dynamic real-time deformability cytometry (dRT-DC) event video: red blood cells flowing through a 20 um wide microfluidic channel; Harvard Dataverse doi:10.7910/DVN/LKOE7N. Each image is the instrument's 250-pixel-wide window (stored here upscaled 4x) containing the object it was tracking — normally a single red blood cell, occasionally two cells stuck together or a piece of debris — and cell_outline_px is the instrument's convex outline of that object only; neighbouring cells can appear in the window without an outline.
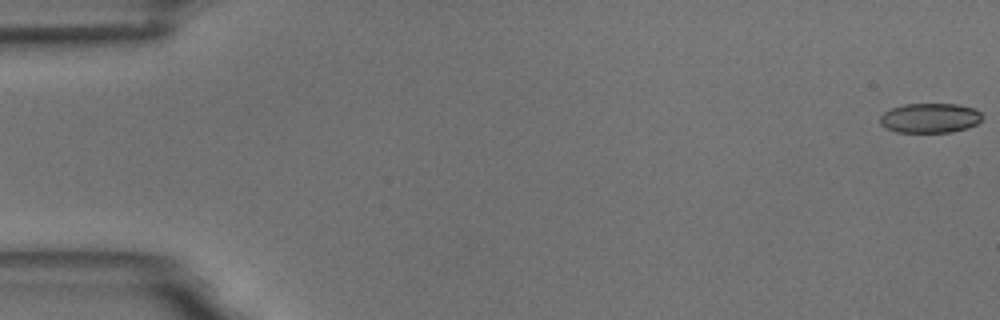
{"species": "common noctule bat (a hibernating species)", "species_latin": "Nyctalus noctula", "temperature_condition": "room temperature", "stored_images_in_passage": 55, "camera_frame_rate_fps": 3000, "um_per_image_px": 0.085, "animal": {"sex": "male", "body_mass_g": 18.8}, "frame": {"image": 1, "passage_image": 1, "time_ms": 0.0, "image_size_px": [1000, 320], "cell_outline_px": [[984, 116], [976, 124], [968, 128], [952, 132], [896, 132], [880, 124], [880, 116], [884, 112], [892, 108], [904, 104], [956, 104], [972, 108], [980, 112]], "centroid_in_image_um": [79.05, 10.03], "position_along_channel_um": 5.9, "area_um2": 17.63}}
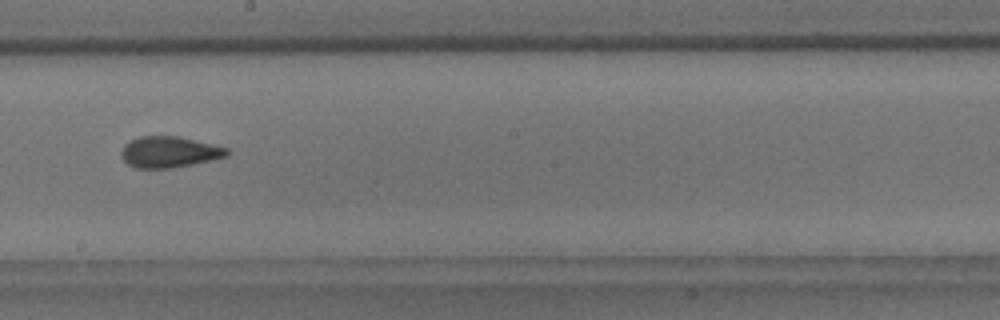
{"frame": {"image": 2, "passage_image": 32, "time_ms": 10.333, "image_size_px": [1000, 320], "cell_outline_px": [[228, 156], [192, 164], [172, 168], [136, 168], [128, 164], [120, 156], [120, 152], [124, 144], [140, 136], [180, 136], [228, 148]], "centroid_in_image_um": [14.36, 12.92], "position_along_channel_um": 233.8, "area_um2": 19.13}}
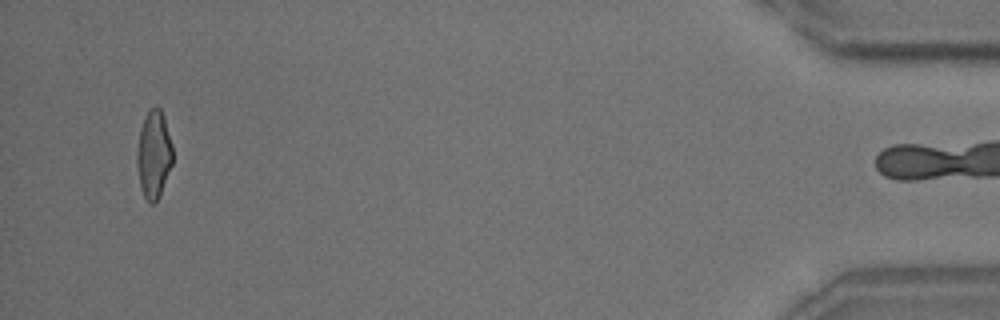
{"frame": {"image": 3, "passage_image": 54, "time_ms": 17.667, "image_size_px": [1000, 320], "cell_outline_px": [[172, 164], [160, 196], [152, 204], [148, 204], [144, 196], [140, 184], [136, 164], [136, 152], [140, 128], [144, 116], [148, 108], [156, 104], [160, 108], [164, 116], [172, 144]], "centroid_in_image_um": [13.06, 13.08], "position_along_channel_um": 422.1, "area_um2": 18.61}, "authors_computed_cell_mechanics": {"area_um2": 19.074, "velocity_mm_per_s": 3.6519, "shape_relaxation_time_tau1_ms": 11.318, "shape_relaxation_time_tau2_ms": 2.4013, "deformation_change_tau1": 0.236, "deformation_change_tau2": 0.109}}